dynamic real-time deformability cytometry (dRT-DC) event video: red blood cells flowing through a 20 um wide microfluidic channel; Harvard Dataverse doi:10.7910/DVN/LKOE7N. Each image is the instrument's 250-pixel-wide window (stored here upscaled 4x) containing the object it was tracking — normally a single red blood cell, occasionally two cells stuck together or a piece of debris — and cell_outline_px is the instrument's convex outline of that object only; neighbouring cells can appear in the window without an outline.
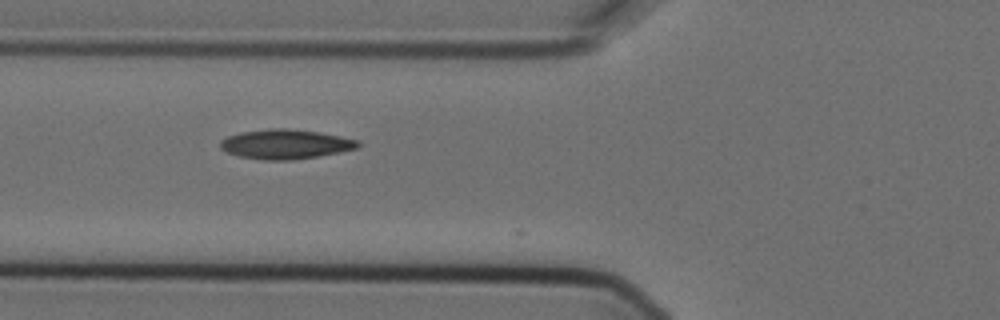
{"species": "Egyptian fruit bat (a non-hibernating species)", "species_latin": "Rousettus aegyptiacus", "temperature_condition": "cold", "stored_images_in_passage": 8, "camera_frame_rate_fps": 3000, "um_per_image_px": 0.085, "animal": {"sex": "female"}, "frame": {"image": 1, "passage_image": 6, "time_ms": 1.667, "image_size_px": [1000, 320], "cell_outline_px": [[360, 144], [356, 148], [340, 152], [292, 160], [264, 160], [236, 156], [220, 148], [220, 140], [228, 136], [240, 132], [268, 128], [288, 128], [320, 132], [360, 140]], "centroid_in_image_um": [24.24, 12.24], "position_along_channel_um": 101.6, "area_um2": 23.81}}
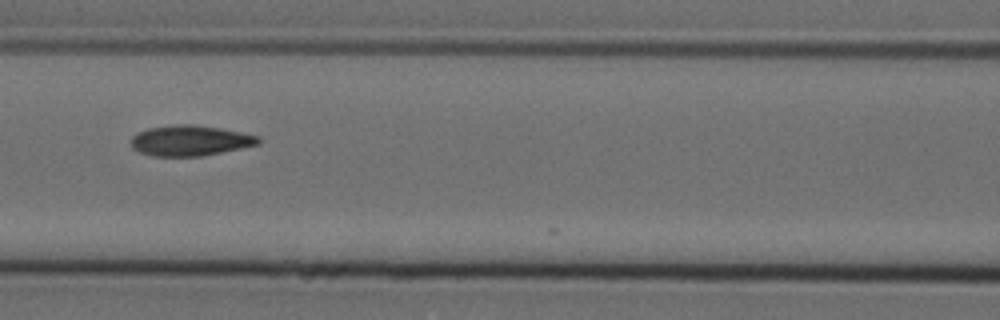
{"frame": {"image": 2, "passage_image": 7, "time_ms": 2.0, "image_size_px": [1000, 320], "cell_outline_px": [[260, 144], [200, 156], [152, 156], [140, 152], [132, 148], [132, 136], [136, 132], [148, 128], [176, 124], [192, 124], [220, 128], [260, 136]], "centroid_in_image_um": [16.14, 11.94], "position_along_channel_um": 150.5, "area_um2": 22.54}}